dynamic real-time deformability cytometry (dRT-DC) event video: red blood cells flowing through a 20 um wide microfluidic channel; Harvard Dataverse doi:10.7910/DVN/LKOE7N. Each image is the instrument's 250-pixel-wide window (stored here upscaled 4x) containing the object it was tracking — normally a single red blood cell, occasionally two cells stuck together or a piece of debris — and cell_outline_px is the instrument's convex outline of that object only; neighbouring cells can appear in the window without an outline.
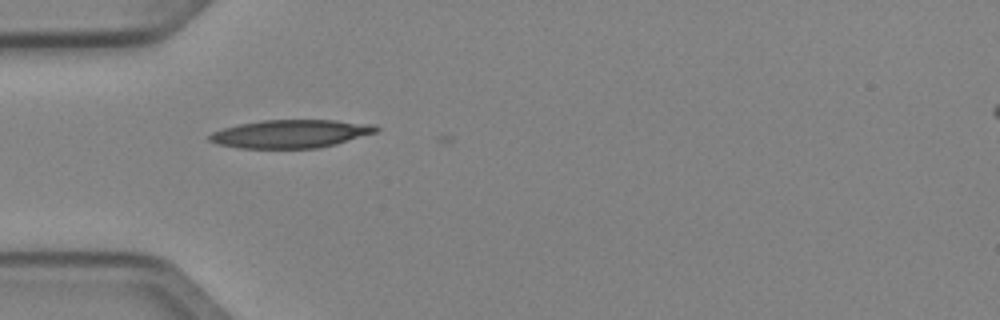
{"species": "Egyptian fruit bat (a non-hibernating species)", "species_latin": "Rousettus aegyptiacus", "temperature_condition": "cold", "stored_images_in_passage": 2, "camera_frame_rate_fps": 3000, "um_per_image_px": 0.085, "animal": {"sex": "female"}, "frame": {"image": 1, "passage_image": 1, "time_ms": 0.0, "image_size_px": [1000, 320], "cell_outline_px": [[380, 128], [376, 132], [336, 144], [320, 148], [240, 148], [216, 144], [208, 140], [208, 136], [212, 132], [224, 128], [240, 124], [264, 120], [336, 120], [376, 124]], "centroid_in_image_um": [24.73, 11.37], "position_along_channel_um": 60.3, "area_um2": 27.4}}